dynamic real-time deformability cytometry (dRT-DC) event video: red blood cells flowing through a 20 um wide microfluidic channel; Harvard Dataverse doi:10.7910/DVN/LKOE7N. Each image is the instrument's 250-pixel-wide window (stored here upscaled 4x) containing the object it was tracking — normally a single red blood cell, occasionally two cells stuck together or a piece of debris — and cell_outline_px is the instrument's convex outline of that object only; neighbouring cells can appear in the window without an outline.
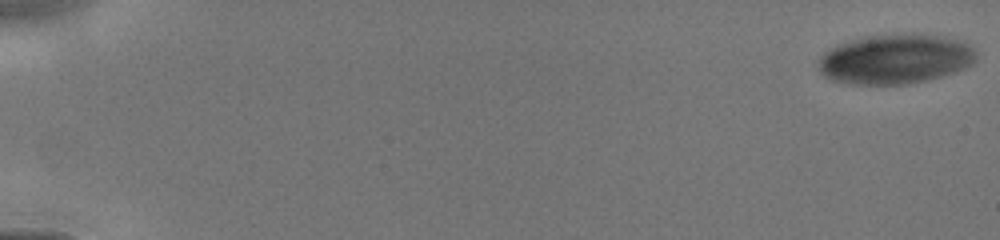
{"species": "human", "species_latin": "Homo sapiens", "temperature_condition": "cold", "stored_images_in_passage": 28, "camera_frame_rate_fps": 3000, "um_per_image_px": 0.085, "donor": {"sex": "male"}, "frame": {"image": 1, "passage_image": 1, "time_ms": 0.0, "image_size_px": [1000, 240], "cell_outline_px": [[976, 60], [972, 64], [964, 68], [940, 76], [924, 80], [904, 84], [852, 84], [832, 80], [824, 76], [820, 72], [816, 64], [816, 60], [824, 52], [836, 44], [848, 40], [868, 36], [912, 32], [916, 32], [944, 36], [968, 44], [976, 52]], "centroid_in_image_um": [76.04, 4.99], "position_along_channel_um": 9.0, "area_um2": 46.12}}
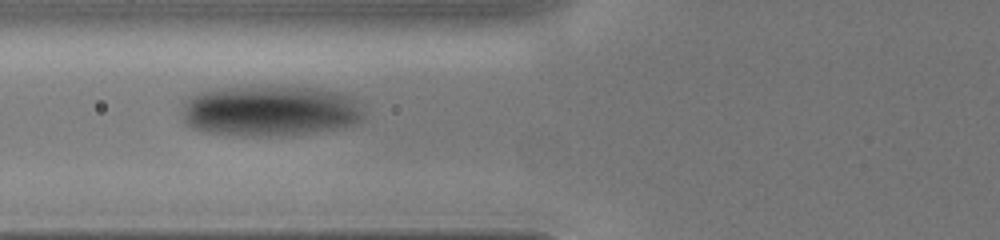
{"frame": {"image": 2, "passage_image": 16, "time_ms": 6.333, "image_size_px": [1000, 240], "cell_outline_px": [[364, 112], [360, 120], [352, 124], [336, 128], [308, 132], [268, 136], [244, 136], [204, 132], [192, 128], [184, 120], [184, 96], [196, 92], [216, 88], [248, 84], [292, 84], [320, 88], [340, 92], [356, 100]], "centroid_in_image_um": [22.89, 9.34], "position_along_channel_um": 102.9, "area_um2": 55.37}}
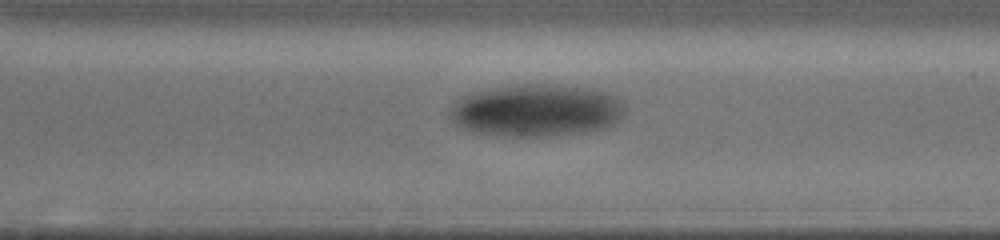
{"frame": {"image": 3, "passage_image": 28, "time_ms": 11.333, "image_size_px": [1000, 240], "cell_outline_px": [[624, 112], [612, 124], [604, 128], [584, 132], [552, 136], [500, 136], [472, 132], [456, 124], [448, 116], [448, 112], [456, 100], [472, 92], [488, 88], [508, 84], [552, 84], [600, 88], [612, 92], [620, 96], [624, 100]], "centroid_in_image_um": [45.62, 9.35], "position_along_channel_um": 325.0, "area_um2": 54.56}}